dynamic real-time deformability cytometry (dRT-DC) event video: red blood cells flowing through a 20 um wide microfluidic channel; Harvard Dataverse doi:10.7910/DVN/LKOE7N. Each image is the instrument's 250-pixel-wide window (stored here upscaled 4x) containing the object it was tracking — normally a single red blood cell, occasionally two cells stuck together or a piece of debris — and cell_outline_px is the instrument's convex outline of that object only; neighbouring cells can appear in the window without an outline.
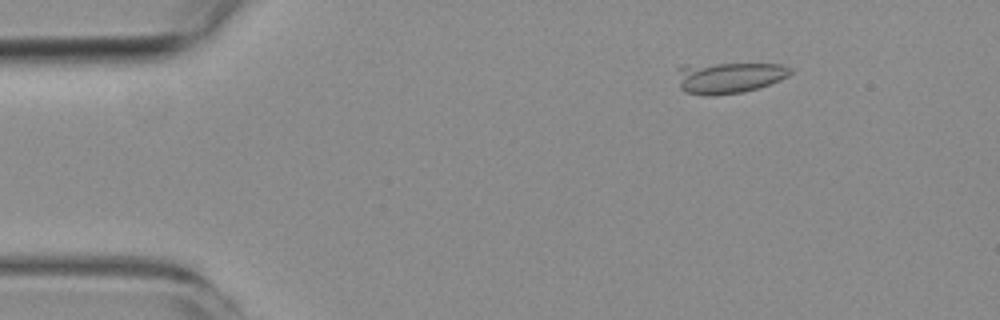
{"species": "common noctule bat (a hibernating species)", "species_latin": "Nyctalus noctula", "temperature_condition": "room temperature", "stored_images_in_passage": 8, "camera_frame_rate_fps": 3000, "um_per_image_px": 0.085, "animal": {"sex": "female", "body_mass_g": 19.3, "forearm_length_mm": 54.1}, "frame": {"image": 1, "passage_image": 2, "time_ms": 1.333, "image_size_px": [1000, 320], "cell_outline_px": [[792, 72], [788, 76], [780, 80], [744, 92], [708, 96], [684, 92], [680, 88], [676, 68], [684, 64], [784, 64], [792, 68]], "centroid_in_image_um": [61.91, 6.59], "position_along_channel_um": 23.1, "area_um2": 20.75}}
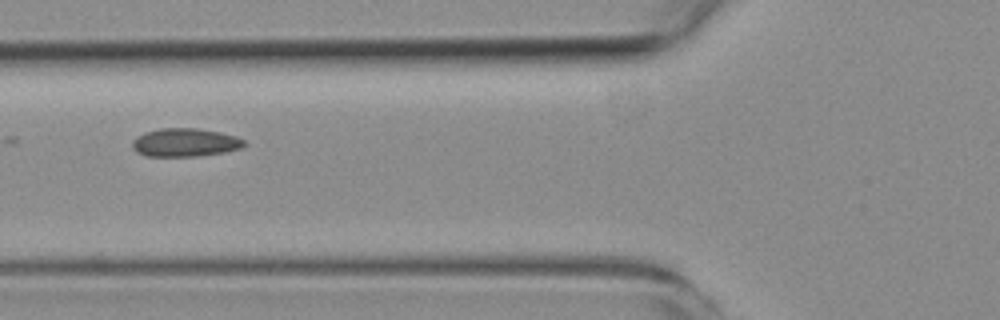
{"frame": {"image": 2, "passage_image": 6, "time_ms": 5.667, "image_size_px": [1000, 320], "cell_outline_px": [[248, 144], [244, 148], [224, 152], [196, 156], [148, 156], [136, 152], [132, 148], [132, 140], [136, 136], [144, 132], [160, 128], [196, 128], [220, 132], [236, 136], [244, 140]], "centroid_in_image_um": [15.74, 12.11], "position_along_channel_um": 110.1, "area_um2": 18.67}}
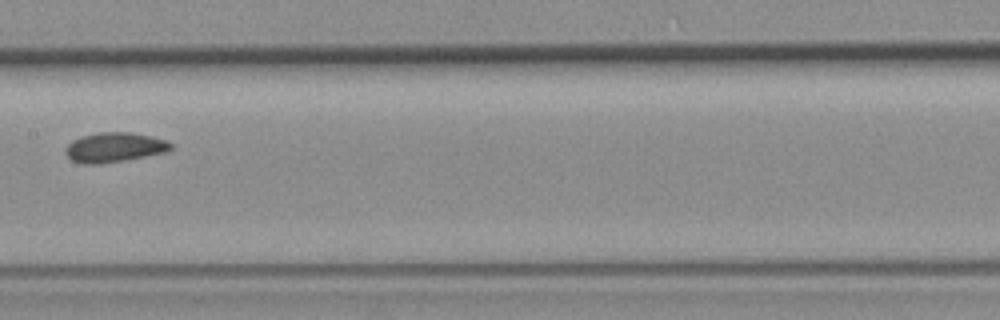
{"frame": {"image": 3, "passage_image": 8, "time_ms": 8.0, "image_size_px": [1000, 320], "cell_outline_px": [[172, 148], [164, 152], [124, 160], [100, 164], [84, 164], [72, 160], [64, 152], [64, 148], [72, 140], [80, 136], [100, 132], [128, 132], [152, 136], [168, 140], [172, 144]], "centroid_in_image_um": [9.69, 12.51], "position_along_channel_um": 197.7, "area_um2": 18.21}}